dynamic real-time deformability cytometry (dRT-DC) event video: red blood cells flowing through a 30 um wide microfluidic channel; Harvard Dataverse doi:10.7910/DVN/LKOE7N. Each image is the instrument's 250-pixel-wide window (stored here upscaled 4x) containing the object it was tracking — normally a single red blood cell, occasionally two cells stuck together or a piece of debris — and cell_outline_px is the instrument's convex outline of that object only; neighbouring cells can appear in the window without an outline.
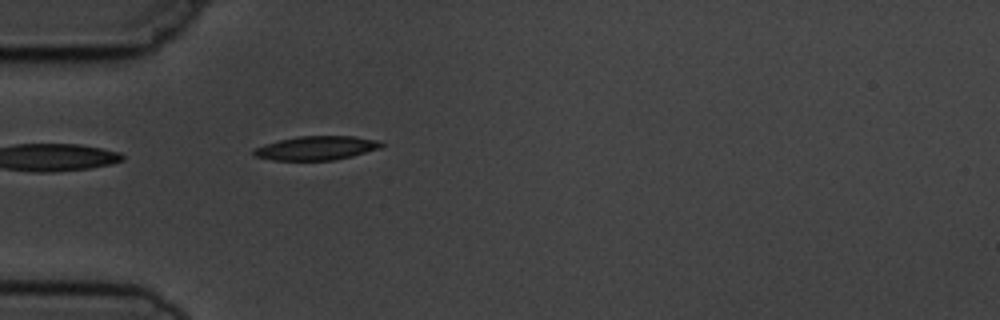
{"species": "common noctule bat (a hibernating species)", "species_latin": "Nyctalus noctula", "temperature_condition": "cold", "stored_images_in_passage": 3, "camera_frame_rate_fps": 3000, "um_per_image_px": 0.085, "animal": {"sex": "male", "body_mass_g": 19.5, "forearm_length_mm": 54.6}, "frame": {"image": 1, "passage_image": 3, "time_ms": 2.333, "image_size_px": [1000, 320], "cell_outline_px": [[384, 144], [380, 148], [352, 156], [336, 160], [272, 160], [256, 156], [252, 152], [256, 148], [264, 144], [280, 140], [300, 136], [356, 136], [380, 140]], "centroid_in_image_um": [26.94, 12.58], "position_along_channel_um": 58.1, "area_um2": 17.74}}